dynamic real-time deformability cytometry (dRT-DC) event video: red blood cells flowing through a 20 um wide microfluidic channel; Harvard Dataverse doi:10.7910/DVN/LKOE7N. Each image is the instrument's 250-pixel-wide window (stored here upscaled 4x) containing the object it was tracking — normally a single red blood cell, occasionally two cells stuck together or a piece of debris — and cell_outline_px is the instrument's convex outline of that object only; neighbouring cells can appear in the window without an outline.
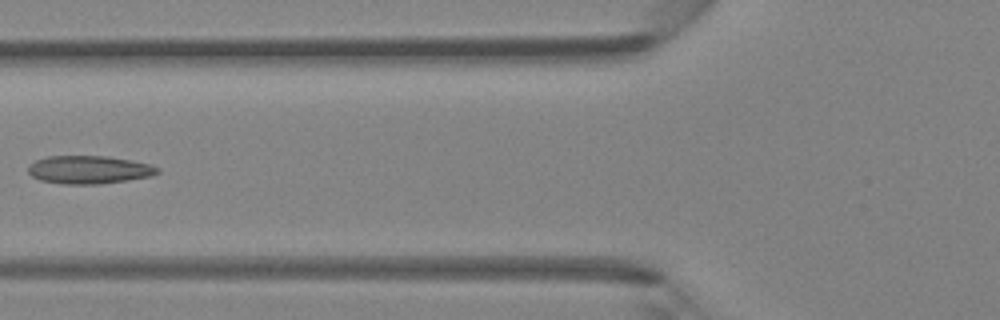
{"species": "Egyptian fruit bat (a non-hibernating species)", "species_latin": "Rousettus aegyptiacus", "temperature_condition": "room temperature", "stored_images_in_passage": 6, "camera_frame_rate_fps": 3000, "um_per_image_px": 0.085, "animal": {"sex": "female"}, "frame": {"image": 1, "passage_image": 6, "time_ms": 6.0, "image_size_px": [1000, 320], "cell_outline_px": [[160, 172], [152, 176], [128, 180], [100, 184], [60, 184], [40, 180], [32, 176], [28, 172], [28, 168], [36, 160], [48, 156], [104, 156], [152, 164], [160, 168]], "centroid_in_image_um": [7.59, 14.43], "position_along_channel_um": 118.2, "area_um2": 21.15}}